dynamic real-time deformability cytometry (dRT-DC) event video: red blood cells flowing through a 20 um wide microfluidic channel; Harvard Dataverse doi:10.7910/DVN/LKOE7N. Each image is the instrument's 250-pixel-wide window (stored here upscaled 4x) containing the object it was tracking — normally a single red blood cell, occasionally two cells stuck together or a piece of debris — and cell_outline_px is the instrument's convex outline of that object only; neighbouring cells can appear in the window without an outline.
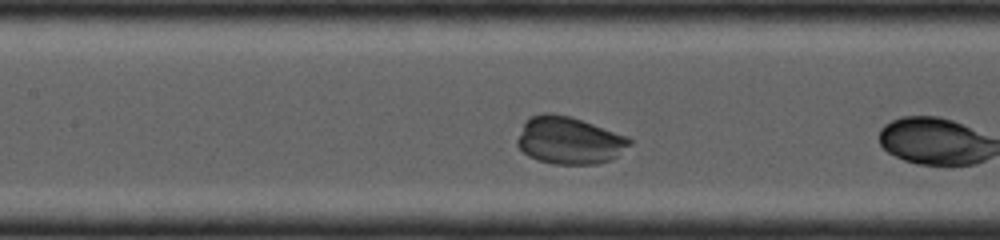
{"species": "common noctule bat (a hibernating species)", "species_latin": "Nyctalus noctula", "temperature_condition": "cold", "stored_images_in_passage": 12, "camera_frame_rate_fps": 4000, "um_per_image_px": 0.085, "animal": {"sex": "female", "body_mass_g": 19.0, "forearm_length_mm": 53.3}, "frame": {"image": 1, "passage_image": 7, "time_ms": 2.0, "image_size_px": [1000, 240], "cell_outline_px": [[632, 144], [612, 160], [596, 164], [552, 164], [528, 156], [516, 144], [516, 140], [524, 120], [532, 116], [544, 112], [548, 112], [572, 116], [628, 136], [632, 140]], "centroid_in_image_um": [48.39, 11.92], "position_along_channel_um": 159.0, "area_um2": 31.39}}
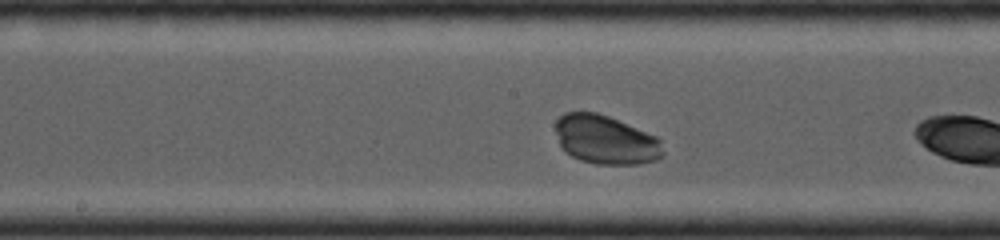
{"frame": {"image": 2, "passage_image": 9, "time_ms": 2.75, "image_size_px": [1000, 240], "cell_outline_px": [[664, 156], [656, 160], [640, 164], [596, 164], [580, 160], [564, 152], [560, 148], [556, 132], [556, 120], [564, 112], [596, 112], [608, 116], [660, 136], [664, 152]], "centroid_in_image_um": [51.51, 11.88], "position_along_channel_um": 196.7, "area_um2": 31.15}}